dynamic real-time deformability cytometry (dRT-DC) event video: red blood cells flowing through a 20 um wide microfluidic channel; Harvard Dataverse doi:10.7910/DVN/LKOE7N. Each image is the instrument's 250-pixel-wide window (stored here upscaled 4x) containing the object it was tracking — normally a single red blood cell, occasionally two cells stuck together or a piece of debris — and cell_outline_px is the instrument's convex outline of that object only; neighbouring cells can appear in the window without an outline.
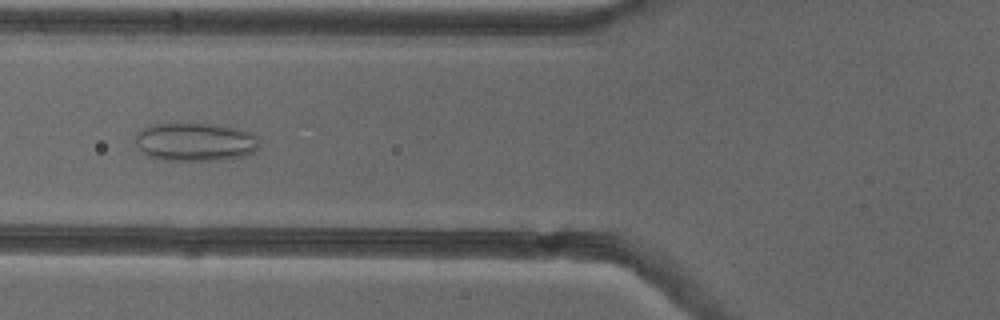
{"species": "common noctule bat (a hibernating species)", "species_latin": "Nyctalus noctula", "temperature_condition": "cold", "stored_images_in_passage": 38, "camera_frame_rate_fps": 3000, "um_per_image_px": 0.085, "animal": {"sex": "female"}, "frame": {"image": 1, "passage_image": 6, "time_ms": 1.667, "image_size_px": [1000, 320], "cell_outline_px": [[260, 144], [252, 152], [244, 156], [220, 160], [160, 160], [148, 156], [136, 144], [136, 132], [140, 128], [152, 124], [212, 124], [232, 128], [248, 132], [256, 136]], "centroid_in_image_um": [16.55, 12.07], "position_along_channel_um": 109.3, "area_um2": 27.46}}
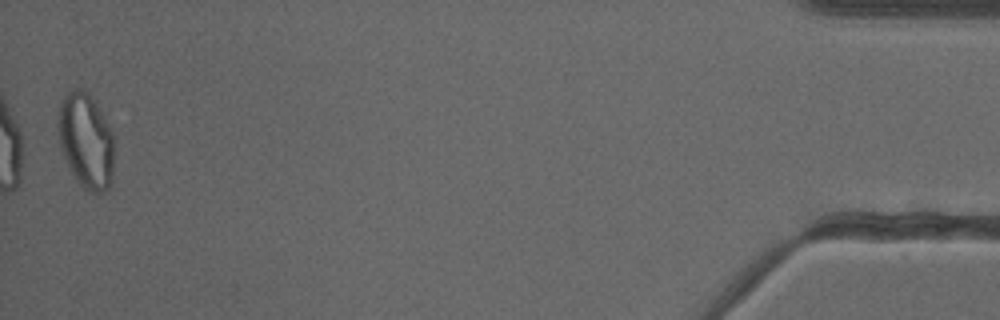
{"frame": {"image": 2, "passage_image": 38, "time_ms": 12.333, "image_size_px": [1000, 320], "cell_outline_px": [[112, 184], [104, 192], [88, 192], [76, 180], [60, 148], [56, 124], [56, 120], [60, 104], [64, 96], [68, 92], [76, 88], [88, 92], [112, 128]], "centroid_in_image_um": [7.28, 11.96], "position_along_channel_um": 427.9, "area_um2": 31.15}, "authors_computed_cell_mechanics": {"area_um2": 26.4724, "velocity_mm_per_s": 3.8482, "shape_relaxation_time_tau1_ms": null, "shape_relaxation_time_tau2_ms": 2.0771, "deformation_change_tau1": null, "deformation_change_tau2": 0.0816}}